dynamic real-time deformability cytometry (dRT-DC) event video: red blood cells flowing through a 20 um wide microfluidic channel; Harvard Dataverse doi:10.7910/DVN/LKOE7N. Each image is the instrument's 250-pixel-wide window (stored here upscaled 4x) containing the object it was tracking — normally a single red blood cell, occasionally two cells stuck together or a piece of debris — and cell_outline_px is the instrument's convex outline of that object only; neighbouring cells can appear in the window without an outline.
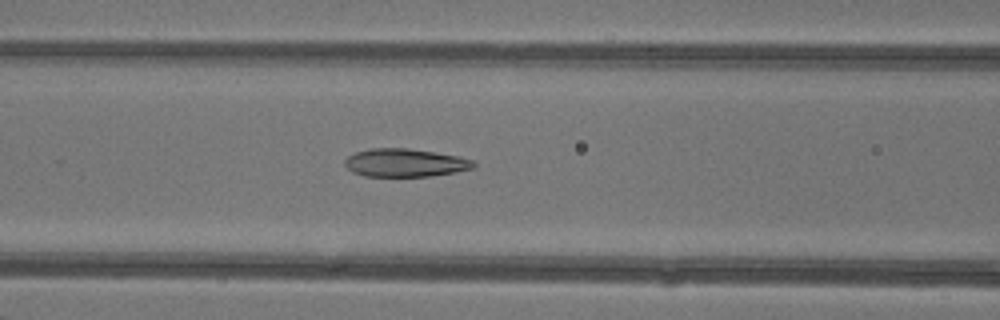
{"species": "common noctule bat (a hibernating species)", "species_latin": "Nyctalus noctula", "temperature_condition": "warm", "stored_images_in_passage": 48, "camera_frame_rate_fps": 3000, "um_per_image_px": 0.085, "animal": {"sex": "female"}, "frame": {"image": 1, "passage_image": 21, "time_ms": 6.667, "image_size_px": [1000, 320], "cell_outline_px": [[476, 168], [432, 176], [364, 176], [352, 172], [344, 164], [344, 160], [348, 156], [356, 152], [368, 148], [408, 148], [456, 156], [472, 160], [476, 164]], "centroid_in_image_um": [34.41, 13.84], "position_along_channel_um": 132.2, "area_um2": 21.04}}
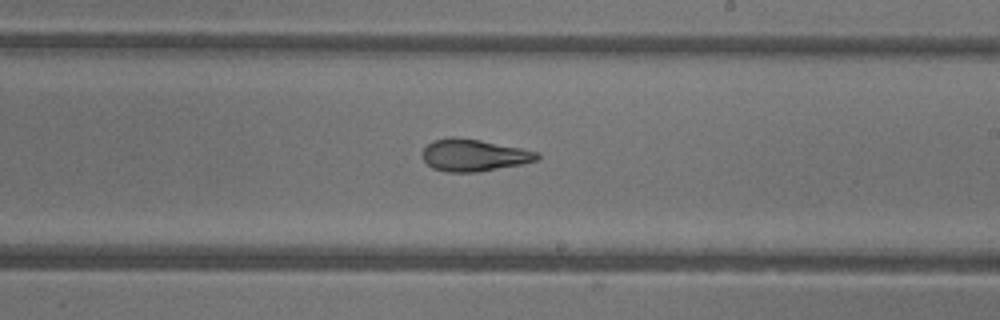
{"frame": {"image": 2, "passage_image": 29, "time_ms": 9.333, "image_size_px": [1000, 320], "cell_outline_px": [[540, 160], [524, 164], [480, 172], [448, 172], [432, 168], [424, 160], [424, 148], [432, 140], [452, 136], [480, 140], [520, 148], [536, 152], [540, 156]], "centroid_in_image_um": [40.3, 13.2], "position_along_channel_um": 248.7, "area_um2": 21.44}}
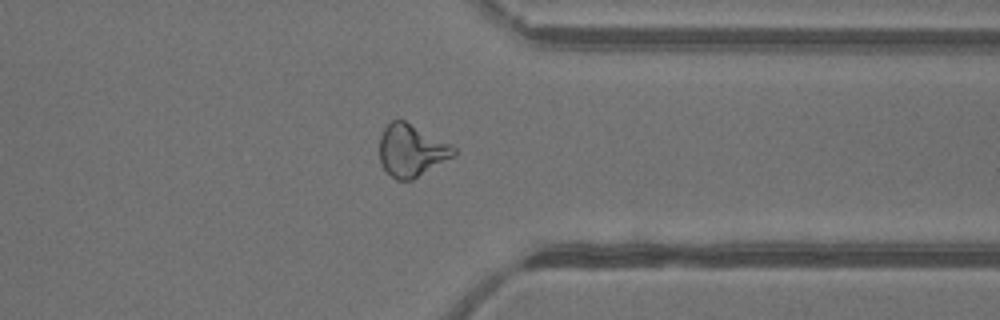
{"frame": {"image": 3, "passage_image": 38, "time_ms": 12.333, "image_size_px": [1000, 320], "cell_outline_px": [[456, 156], [412, 180], [396, 180], [380, 164], [380, 136], [384, 128], [392, 120], [404, 120], [452, 144], [456, 148]], "centroid_in_image_um": [35.0, 12.8], "position_along_channel_um": 376.4, "area_um2": 22.72}, "authors_computed_cell_mechanics": {"area_um2": 22.6576, "velocity_mm_per_s": 4.3693, "shape_relaxation_time_tau1_ms": 10.1538, "shape_relaxation_time_tau2_ms": 1.6986, "deformation_change_tau1": 0.2761, "deformation_change_tau2": 0.0853}}